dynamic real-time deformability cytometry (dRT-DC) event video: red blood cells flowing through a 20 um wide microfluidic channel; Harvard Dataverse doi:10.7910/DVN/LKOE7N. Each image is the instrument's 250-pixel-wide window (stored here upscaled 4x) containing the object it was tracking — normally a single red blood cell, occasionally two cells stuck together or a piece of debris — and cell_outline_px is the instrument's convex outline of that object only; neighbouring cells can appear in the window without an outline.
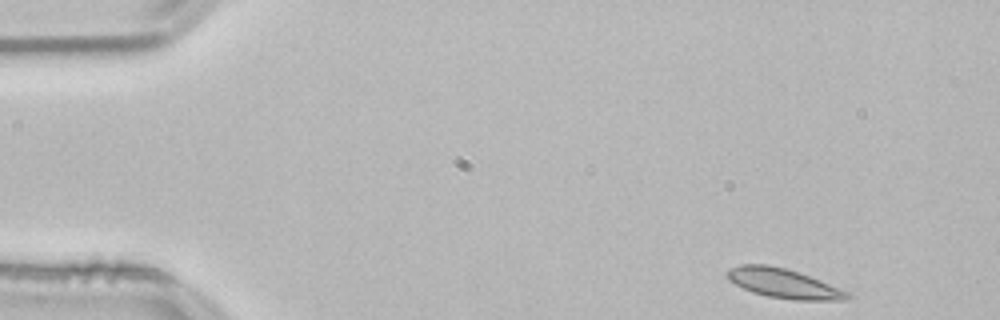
{"species": "common noctule bat (a hibernating species)", "species_latin": "Nyctalus noctula", "temperature_condition": "room temperature", "stored_images_in_passage": 50, "camera_frame_rate_fps": 3000, "um_per_image_px": 0.085, "animal": {"sex": "male", "body_mass_g": 21.5, "forearm_length_mm": 52.0}, "frame": {"image": 1, "passage_image": 1, "time_ms": 0.0, "image_size_px": [1000, 320], "cell_outline_px": [[852, 296], [844, 300], [796, 300], [768, 296], [752, 292], [728, 280], [724, 276], [724, 272], [728, 268], [740, 264], [768, 264], [784, 268], [820, 280], [852, 292]], "centroid_in_image_um": [66.58, 24.08], "position_along_channel_um": 18.4, "area_um2": 20.75}}
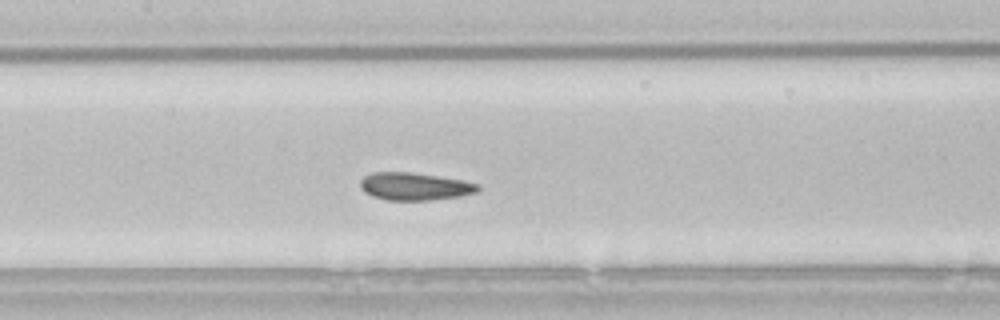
{"frame": {"image": 2, "passage_image": 21, "time_ms": 6.667, "image_size_px": [1000, 320], "cell_outline_px": [[480, 188], [476, 192], [460, 196], [432, 200], [388, 200], [372, 196], [364, 192], [360, 188], [360, 180], [364, 176], [372, 172], [412, 172], [464, 180], [480, 184]], "centroid_in_image_um": [35.24, 15.84], "position_along_channel_um": 172.2, "area_um2": 19.07}}
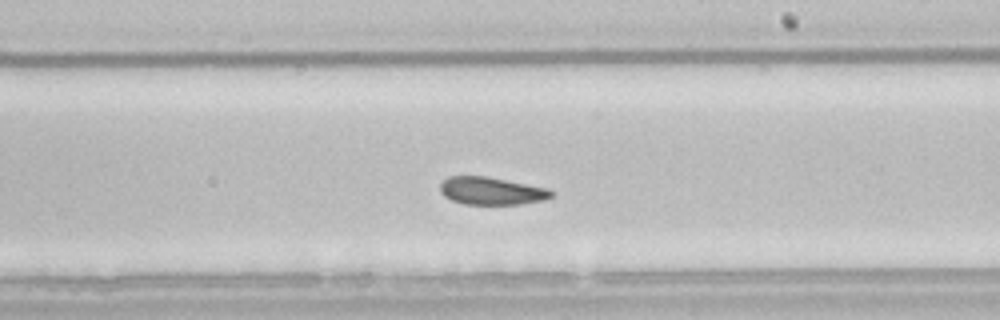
{"frame": {"image": 3, "passage_image": 27, "time_ms": 8.667, "image_size_px": [1000, 320], "cell_outline_px": [[552, 196], [544, 200], [520, 204], [464, 204], [452, 200], [444, 196], [440, 192], [440, 184], [448, 176], [484, 176], [548, 188], [552, 192]], "centroid_in_image_um": [41.74, 16.23], "position_along_channel_um": 247.3, "area_um2": 17.74}, "authors_computed_cell_mechanics": {"area_um2": 19.2185, "velocity_mm_per_s": 3.7773, "shape_relaxation_time_tau1_ms": 8.2643, "shape_relaxation_time_tau2_ms": null, "deformation_change_tau1": 0.1078, "deformation_change_tau2": null}}